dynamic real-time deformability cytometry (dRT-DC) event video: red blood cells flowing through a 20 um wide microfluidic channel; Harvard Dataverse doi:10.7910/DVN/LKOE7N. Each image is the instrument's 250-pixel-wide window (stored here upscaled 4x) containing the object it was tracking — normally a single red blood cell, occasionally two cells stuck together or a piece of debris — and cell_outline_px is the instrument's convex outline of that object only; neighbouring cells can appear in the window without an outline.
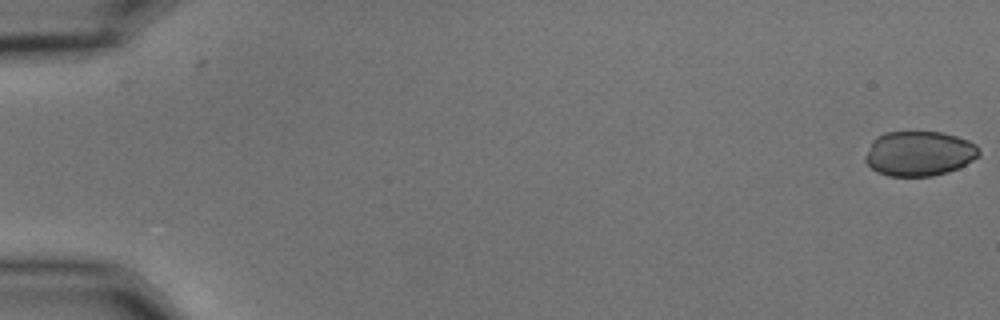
{"species": "common noctule bat (a hibernating species)", "species_latin": "Nyctalus noctula", "temperature_condition": "cold", "stored_images_in_passage": 56, "camera_frame_rate_fps": 3000, "um_per_image_px": 0.085, "animal": {"sex": "male", "body_mass_g": 15.6}, "frame": {"image": 1, "passage_image": 1, "time_ms": 0.0, "image_size_px": [1000, 320], "cell_outline_px": [[980, 156], [948, 172], [932, 176], [888, 176], [876, 172], [864, 160], [864, 156], [872, 140], [876, 136], [884, 132], [944, 132], [968, 140], [976, 144], [980, 152]], "centroid_in_image_um": [78.1, 13.04], "position_along_channel_um": 6.9, "area_um2": 29.88}}
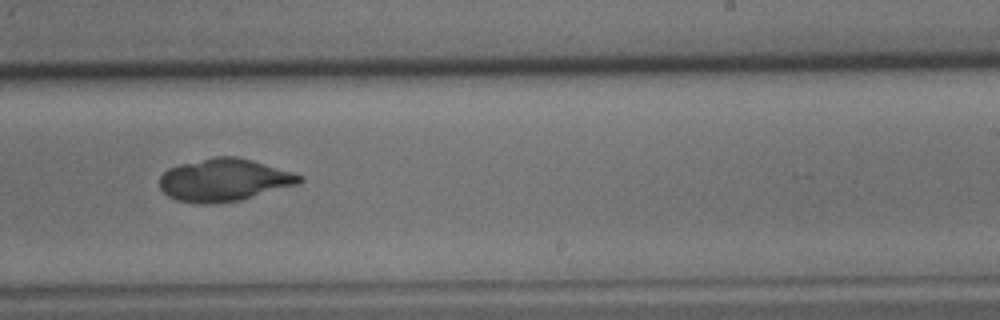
{"frame": {"image": 2, "passage_image": 36, "time_ms": 11.667, "image_size_px": [1000, 320], "cell_outline_px": [[304, 180], [300, 184], [240, 200], [176, 200], [168, 196], [160, 188], [160, 176], [168, 168], [180, 164], [212, 156], [236, 156], [252, 160], [292, 172], [304, 176]], "centroid_in_image_um": [19.1, 15.24], "position_along_channel_um": 269.9, "area_um2": 33.81}}
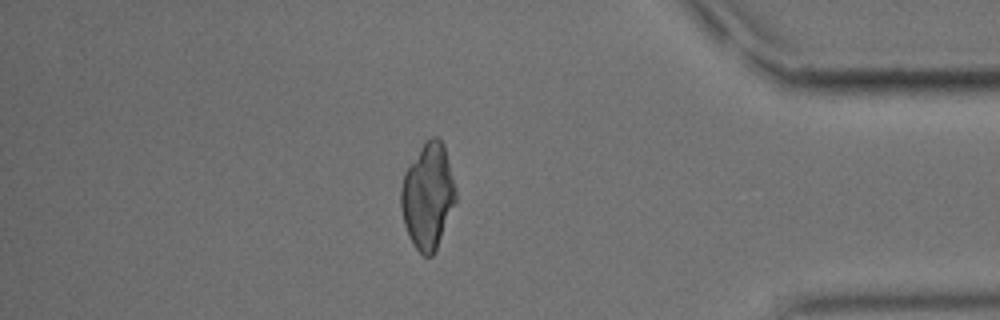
{"frame": {"image": 3, "passage_image": 49, "time_ms": 16.0, "image_size_px": [1000, 320], "cell_outline_px": [[456, 204], [436, 248], [432, 256], [424, 256], [412, 244], [404, 224], [400, 204], [400, 188], [404, 172], [420, 148], [432, 136], [436, 136], [444, 144], [456, 188]], "centroid_in_image_um": [36.37, 16.67], "position_along_channel_um": 398.8, "area_um2": 33.7}}